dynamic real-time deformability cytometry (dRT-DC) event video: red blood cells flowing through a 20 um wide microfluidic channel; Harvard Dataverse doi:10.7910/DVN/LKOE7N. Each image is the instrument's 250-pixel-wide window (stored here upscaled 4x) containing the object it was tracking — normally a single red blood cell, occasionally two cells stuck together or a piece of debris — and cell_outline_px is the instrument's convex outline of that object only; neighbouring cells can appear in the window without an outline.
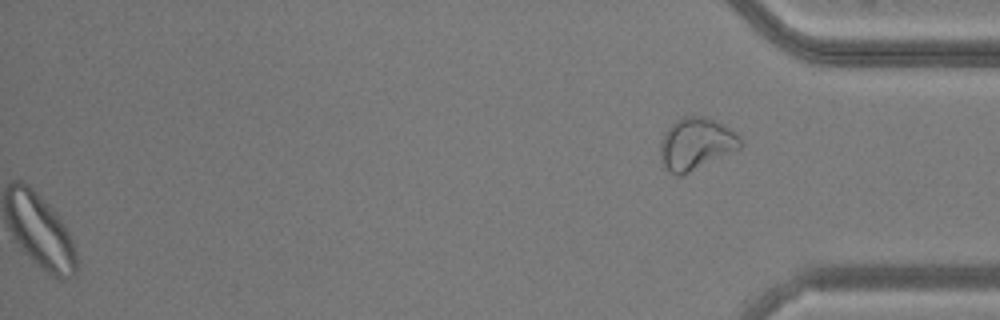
{"species": "common noctule bat (a hibernating species)", "species_latin": "Nyctalus noctula", "temperature_condition": "warm", "stored_images_in_passage": 42, "segment_of_instrument_passage": [2, 2], "camera_frame_rate_fps": 3000, "um_per_image_px": 0.085, "animal": {"sex": "male", "body_mass_g": 20.5, "forearm_length_mm": 52.5}, "frame": {"image": 1, "passage_image": 42, "time_ms": 13.667, "image_size_px": [1000, 320], "cell_outline_px": [[744, 144], [740, 148], [680, 176], [676, 176], [664, 168], [660, 160], [660, 144], [664, 132], [676, 120], [684, 116], [704, 116], [724, 124], [736, 132], [740, 136]], "centroid_in_image_um": [59.16, 12.21], "position_along_channel_um": 376.0, "area_um2": 24.33}}